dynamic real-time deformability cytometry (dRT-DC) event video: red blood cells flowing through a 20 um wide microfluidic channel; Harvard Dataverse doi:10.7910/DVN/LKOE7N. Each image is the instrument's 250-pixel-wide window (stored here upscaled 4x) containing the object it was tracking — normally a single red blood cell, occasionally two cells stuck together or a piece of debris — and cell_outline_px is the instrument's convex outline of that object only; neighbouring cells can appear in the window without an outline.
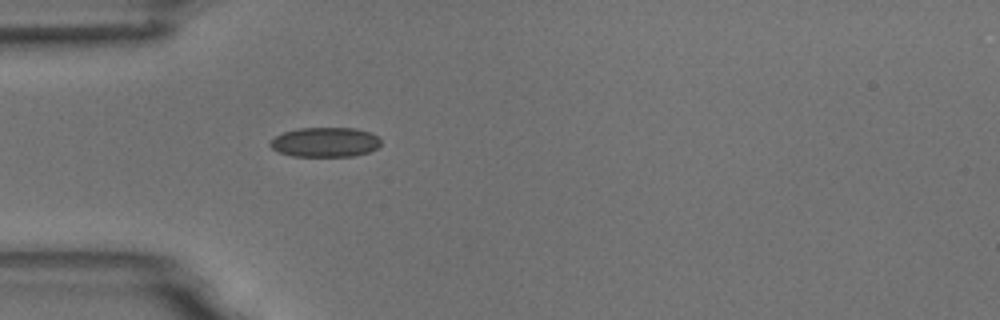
{"species": "common noctule bat (a hibernating species)", "species_latin": "Nyctalus noctula", "temperature_condition": "room temperature", "stored_images_in_passage": 1, "camera_frame_rate_fps": 3000, "um_per_image_px": 0.085, "animal": {"sex": "male", "body_mass_g": 18.8}, "frame": {"image": 1, "passage_image": 1, "time_ms": 0.0, "image_size_px": [1000, 320], "cell_outline_px": [[380, 144], [376, 148], [368, 152], [352, 156], [292, 156], [280, 152], [272, 148], [268, 144], [276, 136], [284, 132], [300, 128], [356, 128], [368, 132], [376, 136], [380, 140]], "centroid_in_image_um": [27.62, 12.08], "position_along_channel_um": 57.4, "area_um2": 18.9}}